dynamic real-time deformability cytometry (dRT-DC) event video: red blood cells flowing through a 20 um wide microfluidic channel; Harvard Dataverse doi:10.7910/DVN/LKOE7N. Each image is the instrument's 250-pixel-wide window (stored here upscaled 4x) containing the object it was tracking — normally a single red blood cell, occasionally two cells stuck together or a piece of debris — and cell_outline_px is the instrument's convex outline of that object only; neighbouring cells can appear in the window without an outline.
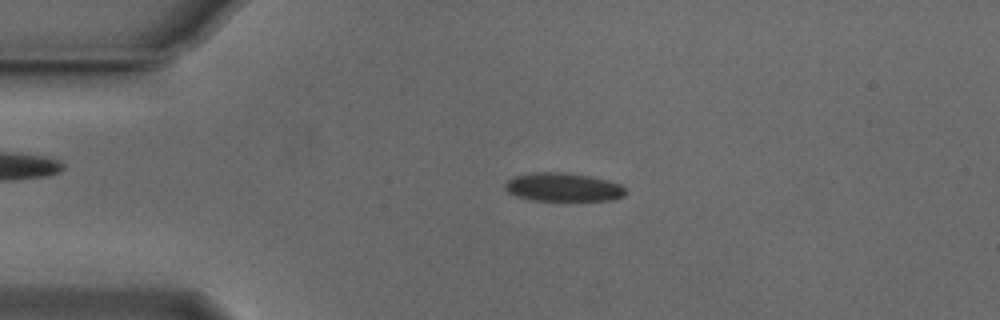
{"species": "Egyptian fruit bat (a non-hibernating species)", "species_latin": "Rousettus aegyptiacus", "temperature_condition": "cold", "stored_images_in_passage": 53, "camera_frame_rate_fps": 3000, "um_per_image_px": 0.085, "animal": {"sex": "male"}, "frame": {"image": 1, "passage_image": 11, "time_ms": 3.333, "image_size_px": [1000, 320], "cell_outline_px": [[628, 192], [624, 196], [612, 200], [532, 200], [516, 196], [508, 192], [504, 188], [504, 184], [512, 176], [536, 172], [560, 172], [588, 176], [608, 180], [620, 184]], "centroid_in_image_um": [47.86, 15.91], "position_along_channel_um": 37.1, "area_um2": 20.0}}
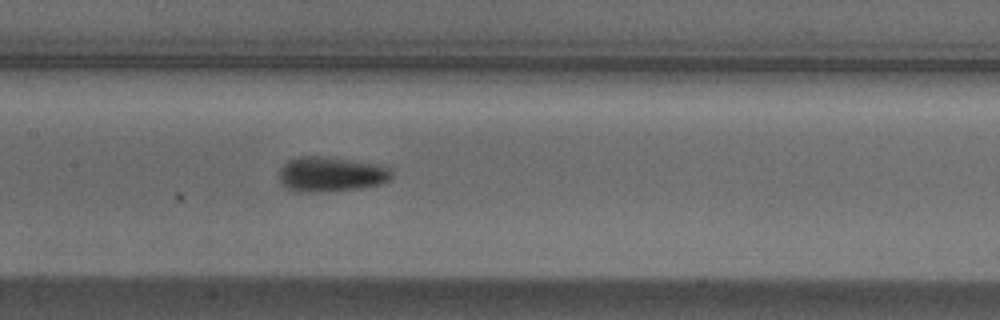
{"frame": {"image": 2, "passage_image": 25, "time_ms": 8.0, "image_size_px": [1000, 320], "cell_outline_px": [[392, 176], [388, 180], [380, 184], [360, 188], [316, 192], [296, 192], [280, 184], [276, 176], [280, 168], [288, 160], [296, 156], [320, 156], [384, 164], [392, 172]], "centroid_in_image_um": [28.08, 14.8], "position_along_channel_um": 179.3, "area_um2": 23.29}}
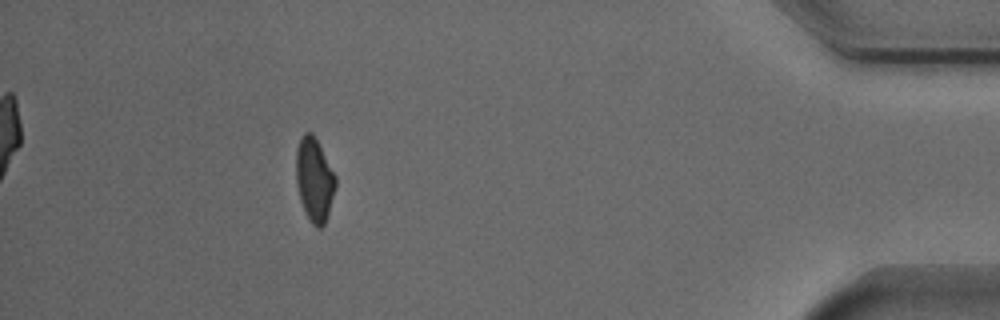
{"frame": {"image": 3, "passage_image": 48, "time_ms": 15.667, "image_size_px": [1000, 320], "cell_outline_px": [[336, 188], [324, 224], [320, 228], [316, 228], [312, 224], [300, 200], [296, 184], [296, 148], [300, 136], [304, 132], [312, 132], [336, 176]], "centroid_in_image_um": [26.71, 15.24], "position_along_channel_um": 408.5, "area_um2": 19.13}, "authors_computed_cell_mechanics": {"area_um2": 20.519, "velocity_mm_per_s": 3.7447, "shape_relaxation_time_tau1_ms": 3.5373, "shape_relaxation_time_tau2_ms": 3.278, "deformation_change_tau1": 0.1082, "deformation_change_tau2": 0.0684}}